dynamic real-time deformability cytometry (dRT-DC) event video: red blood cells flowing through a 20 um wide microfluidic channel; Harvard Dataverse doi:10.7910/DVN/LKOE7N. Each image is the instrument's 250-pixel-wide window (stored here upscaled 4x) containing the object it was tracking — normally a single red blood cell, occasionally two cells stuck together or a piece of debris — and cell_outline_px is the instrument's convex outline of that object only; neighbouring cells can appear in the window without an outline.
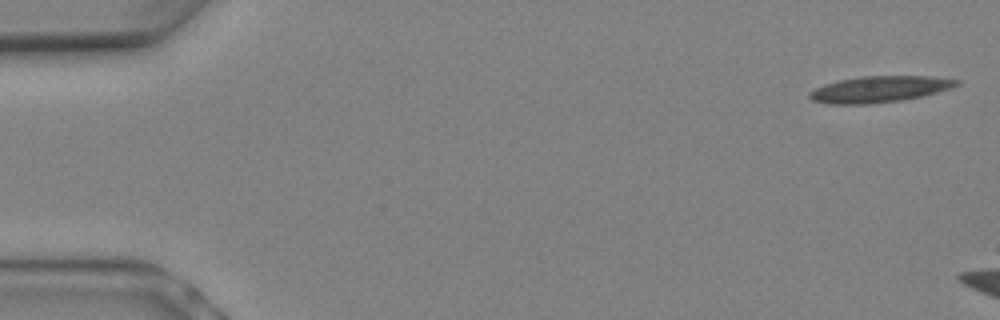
{"species": "Egyptian fruit bat (a non-hibernating species)", "species_latin": "Rousettus aegyptiacus", "temperature_condition": "warm", "stored_images_in_passage": 4, "camera_frame_rate_fps": 3000, "um_per_image_px": 0.085, "animal": {"sex": "female"}, "frame": {"image": 1, "passage_image": 1, "time_ms": 0.0, "image_size_px": [1000, 320], "cell_outline_px": [[960, 84], [952, 88], [924, 96], [900, 100], [868, 104], [828, 104], [812, 100], [808, 96], [808, 92], [824, 84], [840, 80], [860, 76], [932, 76], [960, 80]], "centroid_in_image_um": [74.77, 7.58], "position_along_channel_um": 10.2, "area_um2": 22.6}}